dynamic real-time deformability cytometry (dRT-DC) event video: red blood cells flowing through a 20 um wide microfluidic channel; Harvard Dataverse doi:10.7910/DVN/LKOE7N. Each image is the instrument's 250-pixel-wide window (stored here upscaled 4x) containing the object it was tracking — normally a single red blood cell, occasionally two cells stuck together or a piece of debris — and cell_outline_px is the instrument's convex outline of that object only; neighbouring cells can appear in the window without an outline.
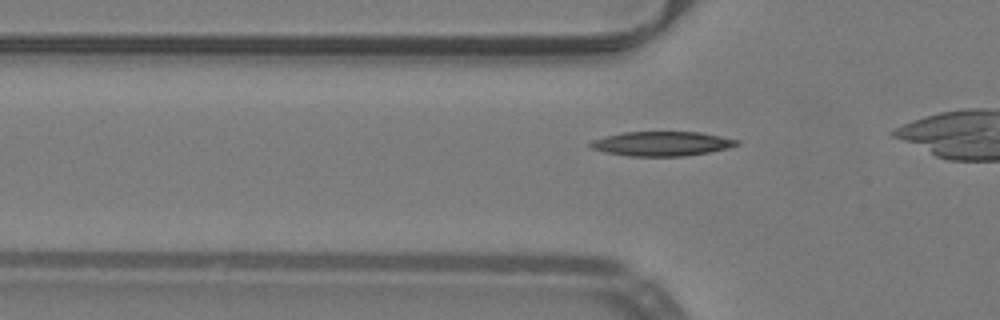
{"species": "common noctule bat (a hibernating species)", "species_latin": "Nyctalus noctula", "temperature_condition": "warm", "stored_images_in_passage": 10, "camera_frame_rate_fps": 3000, "um_per_image_px": 0.085, "animal": {"sex": "male", "body_mass_g": 19.2, "forearm_length_mm": 51.8}, "frame": {"image": 1, "passage_image": 4, "time_ms": 1.0, "image_size_px": [1000, 320], "cell_outline_px": [[740, 144], [728, 148], [708, 152], [684, 156], [628, 156], [604, 152], [592, 148], [588, 144], [592, 140], [604, 136], [624, 132], [700, 132], [740, 140]], "centroid_in_image_um": [56.24, 12.21], "position_along_channel_um": 69.6, "area_um2": 20.87}}
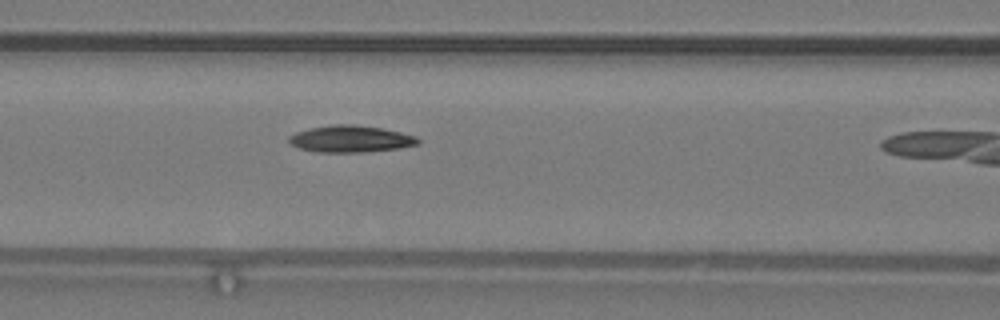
{"frame": {"image": 2, "passage_image": 9, "time_ms": 2.667, "image_size_px": [1000, 320], "cell_outline_px": [[420, 144], [396, 148], [364, 152], [316, 152], [300, 148], [292, 144], [288, 140], [288, 136], [296, 132], [308, 128], [332, 124], [356, 124], [380, 128], [400, 132], [416, 136], [420, 140]], "centroid_in_image_um": [29.78, 11.8], "position_along_channel_um": 136.8, "area_um2": 20.11}}